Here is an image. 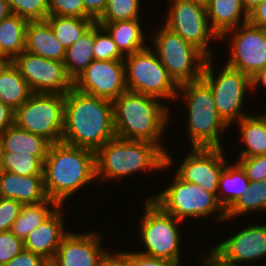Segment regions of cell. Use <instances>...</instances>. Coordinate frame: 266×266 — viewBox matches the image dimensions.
I'll return each mask as SVG.
<instances>
[{
	"label": "cell",
	"instance_id": "27",
	"mask_svg": "<svg viewBox=\"0 0 266 266\" xmlns=\"http://www.w3.org/2000/svg\"><path fill=\"white\" fill-rule=\"evenodd\" d=\"M28 20L10 14L0 22V54L11 62L25 51V32Z\"/></svg>",
	"mask_w": 266,
	"mask_h": 266
},
{
	"label": "cell",
	"instance_id": "49",
	"mask_svg": "<svg viewBox=\"0 0 266 266\" xmlns=\"http://www.w3.org/2000/svg\"><path fill=\"white\" fill-rule=\"evenodd\" d=\"M11 14L8 0H0V22Z\"/></svg>",
	"mask_w": 266,
	"mask_h": 266
},
{
	"label": "cell",
	"instance_id": "5",
	"mask_svg": "<svg viewBox=\"0 0 266 266\" xmlns=\"http://www.w3.org/2000/svg\"><path fill=\"white\" fill-rule=\"evenodd\" d=\"M188 106L187 132L192 148H222L220 137L229 127L216 110L214 96L210 86L202 79L179 85ZM181 91V92H180ZM184 96V97H183Z\"/></svg>",
	"mask_w": 266,
	"mask_h": 266
},
{
	"label": "cell",
	"instance_id": "10",
	"mask_svg": "<svg viewBox=\"0 0 266 266\" xmlns=\"http://www.w3.org/2000/svg\"><path fill=\"white\" fill-rule=\"evenodd\" d=\"M145 201L146 207L139 230H141V241L146 250L138 253L179 262L181 229L178 227L181 220L166 213L150 197Z\"/></svg>",
	"mask_w": 266,
	"mask_h": 266
},
{
	"label": "cell",
	"instance_id": "15",
	"mask_svg": "<svg viewBox=\"0 0 266 266\" xmlns=\"http://www.w3.org/2000/svg\"><path fill=\"white\" fill-rule=\"evenodd\" d=\"M77 91L114 101L127 91L123 60H94L74 81Z\"/></svg>",
	"mask_w": 266,
	"mask_h": 266
},
{
	"label": "cell",
	"instance_id": "28",
	"mask_svg": "<svg viewBox=\"0 0 266 266\" xmlns=\"http://www.w3.org/2000/svg\"><path fill=\"white\" fill-rule=\"evenodd\" d=\"M240 135L244 145L247 147L242 150L239 157H254L266 154V114H248L239 121Z\"/></svg>",
	"mask_w": 266,
	"mask_h": 266
},
{
	"label": "cell",
	"instance_id": "33",
	"mask_svg": "<svg viewBox=\"0 0 266 266\" xmlns=\"http://www.w3.org/2000/svg\"><path fill=\"white\" fill-rule=\"evenodd\" d=\"M46 156L27 153L2 152V170L20 176L43 175Z\"/></svg>",
	"mask_w": 266,
	"mask_h": 266
},
{
	"label": "cell",
	"instance_id": "18",
	"mask_svg": "<svg viewBox=\"0 0 266 266\" xmlns=\"http://www.w3.org/2000/svg\"><path fill=\"white\" fill-rule=\"evenodd\" d=\"M224 261L239 263L266 256V225H248L212 249Z\"/></svg>",
	"mask_w": 266,
	"mask_h": 266
},
{
	"label": "cell",
	"instance_id": "9",
	"mask_svg": "<svg viewBox=\"0 0 266 266\" xmlns=\"http://www.w3.org/2000/svg\"><path fill=\"white\" fill-rule=\"evenodd\" d=\"M153 42L154 51L178 85L202 78L207 57L178 33L163 24Z\"/></svg>",
	"mask_w": 266,
	"mask_h": 266
},
{
	"label": "cell",
	"instance_id": "6",
	"mask_svg": "<svg viewBox=\"0 0 266 266\" xmlns=\"http://www.w3.org/2000/svg\"><path fill=\"white\" fill-rule=\"evenodd\" d=\"M153 50L146 47L124 58L127 90L160 99L175 100L179 85Z\"/></svg>",
	"mask_w": 266,
	"mask_h": 266
},
{
	"label": "cell",
	"instance_id": "51",
	"mask_svg": "<svg viewBox=\"0 0 266 266\" xmlns=\"http://www.w3.org/2000/svg\"><path fill=\"white\" fill-rule=\"evenodd\" d=\"M8 62V60L0 54V69Z\"/></svg>",
	"mask_w": 266,
	"mask_h": 266
},
{
	"label": "cell",
	"instance_id": "52",
	"mask_svg": "<svg viewBox=\"0 0 266 266\" xmlns=\"http://www.w3.org/2000/svg\"><path fill=\"white\" fill-rule=\"evenodd\" d=\"M2 152H3V147H2V140L0 137V171L2 170Z\"/></svg>",
	"mask_w": 266,
	"mask_h": 266
},
{
	"label": "cell",
	"instance_id": "13",
	"mask_svg": "<svg viewBox=\"0 0 266 266\" xmlns=\"http://www.w3.org/2000/svg\"><path fill=\"white\" fill-rule=\"evenodd\" d=\"M12 64L27 81L32 93L65 95L73 88L63 61L47 59L23 51Z\"/></svg>",
	"mask_w": 266,
	"mask_h": 266
},
{
	"label": "cell",
	"instance_id": "36",
	"mask_svg": "<svg viewBox=\"0 0 266 266\" xmlns=\"http://www.w3.org/2000/svg\"><path fill=\"white\" fill-rule=\"evenodd\" d=\"M12 14L28 21L46 20L49 16L48 0H8Z\"/></svg>",
	"mask_w": 266,
	"mask_h": 266
},
{
	"label": "cell",
	"instance_id": "39",
	"mask_svg": "<svg viewBox=\"0 0 266 266\" xmlns=\"http://www.w3.org/2000/svg\"><path fill=\"white\" fill-rule=\"evenodd\" d=\"M237 162L245 170L250 182L266 180V154L254 157H239Z\"/></svg>",
	"mask_w": 266,
	"mask_h": 266
},
{
	"label": "cell",
	"instance_id": "32",
	"mask_svg": "<svg viewBox=\"0 0 266 266\" xmlns=\"http://www.w3.org/2000/svg\"><path fill=\"white\" fill-rule=\"evenodd\" d=\"M266 209V180L250 182L247 192L240 197L227 211L226 219L240 216L252 211Z\"/></svg>",
	"mask_w": 266,
	"mask_h": 266
},
{
	"label": "cell",
	"instance_id": "11",
	"mask_svg": "<svg viewBox=\"0 0 266 266\" xmlns=\"http://www.w3.org/2000/svg\"><path fill=\"white\" fill-rule=\"evenodd\" d=\"M211 60L212 58H207L205 62L202 79L211 88L220 117L230 126L246 116L242 107L247 90L252 88L251 78L227 64L220 73L214 75Z\"/></svg>",
	"mask_w": 266,
	"mask_h": 266
},
{
	"label": "cell",
	"instance_id": "44",
	"mask_svg": "<svg viewBox=\"0 0 266 266\" xmlns=\"http://www.w3.org/2000/svg\"><path fill=\"white\" fill-rule=\"evenodd\" d=\"M248 22L254 26L266 29V0L248 13Z\"/></svg>",
	"mask_w": 266,
	"mask_h": 266
},
{
	"label": "cell",
	"instance_id": "23",
	"mask_svg": "<svg viewBox=\"0 0 266 266\" xmlns=\"http://www.w3.org/2000/svg\"><path fill=\"white\" fill-rule=\"evenodd\" d=\"M139 20L96 23L109 33L120 53L123 56H128L148 47L146 46L145 36L143 35Z\"/></svg>",
	"mask_w": 266,
	"mask_h": 266
},
{
	"label": "cell",
	"instance_id": "46",
	"mask_svg": "<svg viewBox=\"0 0 266 266\" xmlns=\"http://www.w3.org/2000/svg\"><path fill=\"white\" fill-rule=\"evenodd\" d=\"M101 266H131V264L122 252H117L115 254L108 253L104 257Z\"/></svg>",
	"mask_w": 266,
	"mask_h": 266
},
{
	"label": "cell",
	"instance_id": "31",
	"mask_svg": "<svg viewBox=\"0 0 266 266\" xmlns=\"http://www.w3.org/2000/svg\"><path fill=\"white\" fill-rule=\"evenodd\" d=\"M46 21L50 24L55 37L67 49L95 23L91 18L49 15Z\"/></svg>",
	"mask_w": 266,
	"mask_h": 266
},
{
	"label": "cell",
	"instance_id": "19",
	"mask_svg": "<svg viewBox=\"0 0 266 266\" xmlns=\"http://www.w3.org/2000/svg\"><path fill=\"white\" fill-rule=\"evenodd\" d=\"M62 206L47 217L23 240L24 249L41 255L47 261H52L62 239L69 233L64 228Z\"/></svg>",
	"mask_w": 266,
	"mask_h": 266
},
{
	"label": "cell",
	"instance_id": "48",
	"mask_svg": "<svg viewBox=\"0 0 266 266\" xmlns=\"http://www.w3.org/2000/svg\"><path fill=\"white\" fill-rule=\"evenodd\" d=\"M251 84V90L257 88L259 84H263V86L266 88V67H264L262 70L258 71L253 77H251Z\"/></svg>",
	"mask_w": 266,
	"mask_h": 266
},
{
	"label": "cell",
	"instance_id": "16",
	"mask_svg": "<svg viewBox=\"0 0 266 266\" xmlns=\"http://www.w3.org/2000/svg\"><path fill=\"white\" fill-rule=\"evenodd\" d=\"M222 148H192L177 170V176L217 196L219 176L228 161Z\"/></svg>",
	"mask_w": 266,
	"mask_h": 266
},
{
	"label": "cell",
	"instance_id": "14",
	"mask_svg": "<svg viewBox=\"0 0 266 266\" xmlns=\"http://www.w3.org/2000/svg\"><path fill=\"white\" fill-rule=\"evenodd\" d=\"M231 34L230 57L227 65L253 77L266 67V29L249 22L226 31L221 37Z\"/></svg>",
	"mask_w": 266,
	"mask_h": 266
},
{
	"label": "cell",
	"instance_id": "3",
	"mask_svg": "<svg viewBox=\"0 0 266 266\" xmlns=\"http://www.w3.org/2000/svg\"><path fill=\"white\" fill-rule=\"evenodd\" d=\"M158 99L128 90L116 98L113 101L116 137L152 142L166 154L167 149L160 139L165 127L169 126L170 112Z\"/></svg>",
	"mask_w": 266,
	"mask_h": 266
},
{
	"label": "cell",
	"instance_id": "54",
	"mask_svg": "<svg viewBox=\"0 0 266 266\" xmlns=\"http://www.w3.org/2000/svg\"><path fill=\"white\" fill-rule=\"evenodd\" d=\"M195 1H199V2L206 4L208 0H195Z\"/></svg>",
	"mask_w": 266,
	"mask_h": 266
},
{
	"label": "cell",
	"instance_id": "1",
	"mask_svg": "<svg viewBox=\"0 0 266 266\" xmlns=\"http://www.w3.org/2000/svg\"><path fill=\"white\" fill-rule=\"evenodd\" d=\"M114 137L113 101L75 88L65 94L62 142L96 152Z\"/></svg>",
	"mask_w": 266,
	"mask_h": 266
},
{
	"label": "cell",
	"instance_id": "42",
	"mask_svg": "<svg viewBox=\"0 0 266 266\" xmlns=\"http://www.w3.org/2000/svg\"><path fill=\"white\" fill-rule=\"evenodd\" d=\"M46 262L41 255L23 249L4 266H43Z\"/></svg>",
	"mask_w": 266,
	"mask_h": 266
},
{
	"label": "cell",
	"instance_id": "20",
	"mask_svg": "<svg viewBox=\"0 0 266 266\" xmlns=\"http://www.w3.org/2000/svg\"><path fill=\"white\" fill-rule=\"evenodd\" d=\"M0 197L22 204H37L49 199L43 175L20 176L4 170L0 171Z\"/></svg>",
	"mask_w": 266,
	"mask_h": 266
},
{
	"label": "cell",
	"instance_id": "34",
	"mask_svg": "<svg viewBox=\"0 0 266 266\" xmlns=\"http://www.w3.org/2000/svg\"><path fill=\"white\" fill-rule=\"evenodd\" d=\"M140 0H108L103 15L96 22L140 19Z\"/></svg>",
	"mask_w": 266,
	"mask_h": 266
},
{
	"label": "cell",
	"instance_id": "37",
	"mask_svg": "<svg viewBox=\"0 0 266 266\" xmlns=\"http://www.w3.org/2000/svg\"><path fill=\"white\" fill-rule=\"evenodd\" d=\"M23 249V240L11 231L0 232V266H4Z\"/></svg>",
	"mask_w": 266,
	"mask_h": 266
},
{
	"label": "cell",
	"instance_id": "17",
	"mask_svg": "<svg viewBox=\"0 0 266 266\" xmlns=\"http://www.w3.org/2000/svg\"><path fill=\"white\" fill-rule=\"evenodd\" d=\"M98 233L76 234L69 232L60 242L52 260L56 266H101L109 253L102 249Z\"/></svg>",
	"mask_w": 266,
	"mask_h": 266
},
{
	"label": "cell",
	"instance_id": "2",
	"mask_svg": "<svg viewBox=\"0 0 266 266\" xmlns=\"http://www.w3.org/2000/svg\"><path fill=\"white\" fill-rule=\"evenodd\" d=\"M43 176L48 198L63 206L73 193L97 179L95 151L62 141L50 144Z\"/></svg>",
	"mask_w": 266,
	"mask_h": 266
},
{
	"label": "cell",
	"instance_id": "47",
	"mask_svg": "<svg viewBox=\"0 0 266 266\" xmlns=\"http://www.w3.org/2000/svg\"><path fill=\"white\" fill-rule=\"evenodd\" d=\"M208 254L209 256L202 262L203 265L206 264L205 266H239L224 261L212 249Z\"/></svg>",
	"mask_w": 266,
	"mask_h": 266
},
{
	"label": "cell",
	"instance_id": "40",
	"mask_svg": "<svg viewBox=\"0 0 266 266\" xmlns=\"http://www.w3.org/2000/svg\"><path fill=\"white\" fill-rule=\"evenodd\" d=\"M22 205L17 200L0 197V232L11 230L12 224L21 212Z\"/></svg>",
	"mask_w": 266,
	"mask_h": 266
},
{
	"label": "cell",
	"instance_id": "21",
	"mask_svg": "<svg viewBox=\"0 0 266 266\" xmlns=\"http://www.w3.org/2000/svg\"><path fill=\"white\" fill-rule=\"evenodd\" d=\"M25 51L47 59L64 61L66 49L46 20L29 21L25 32Z\"/></svg>",
	"mask_w": 266,
	"mask_h": 266
},
{
	"label": "cell",
	"instance_id": "38",
	"mask_svg": "<svg viewBox=\"0 0 266 266\" xmlns=\"http://www.w3.org/2000/svg\"><path fill=\"white\" fill-rule=\"evenodd\" d=\"M49 15L84 18L83 0H48Z\"/></svg>",
	"mask_w": 266,
	"mask_h": 266
},
{
	"label": "cell",
	"instance_id": "35",
	"mask_svg": "<svg viewBox=\"0 0 266 266\" xmlns=\"http://www.w3.org/2000/svg\"><path fill=\"white\" fill-rule=\"evenodd\" d=\"M94 60H124L109 33L98 23H94Z\"/></svg>",
	"mask_w": 266,
	"mask_h": 266
},
{
	"label": "cell",
	"instance_id": "8",
	"mask_svg": "<svg viewBox=\"0 0 266 266\" xmlns=\"http://www.w3.org/2000/svg\"><path fill=\"white\" fill-rule=\"evenodd\" d=\"M64 113L65 95L33 93L15 110L14 124L53 144L62 141Z\"/></svg>",
	"mask_w": 266,
	"mask_h": 266
},
{
	"label": "cell",
	"instance_id": "25",
	"mask_svg": "<svg viewBox=\"0 0 266 266\" xmlns=\"http://www.w3.org/2000/svg\"><path fill=\"white\" fill-rule=\"evenodd\" d=\"M3 152L27 153L33 156H47L50 143L41 136L12 124L0 136Z\"/></svg>",
	"mask_w": 266,
	"mask_h": 266
},
{
	"label": "cell",
	"instance_id": "30",
	"mask_svg": "<svg viewBox=\"0 0 266 266\" xmlns=\"http://www.w3.org/2000/svg\"><path fill=\"white\" fill-rule=\"evenodd\" d=\"M51 208L49 209V205ZM59 205L48 199L37 204H23L18 218L11 227V232L21 240L38 227L47 217H49ZM54 208V210H53Z\"/></svg>",
	"mask_w": 266,
	"mask_h": 266
},
{
	"label": "cell",
	"instance_id": "4",
	"mask_svg": "<svg viewBox=\"0 0 266 266\" xmlns=\"http://www.w3.org/2000/svg\"><path fill=\"white\" fill-rule=\"evenodd\" d=\"M96 177L118 179L139 171L163 170L173 159L154 143L118 137L107 141L96 152Z\"/></svg>",
	"mask_w": 266,
	"mask_h": 266
},
{
	"label": "cell",
	"instance_id": "24",
	"mask_svg": "<svg viewBox=\"0 0 266 266\" xmlns=\"http://www.w3.org/2000/svg\"><path fill=\"white\" fill-rule=\"evenodd\" d=\"M250 180L245 170L237 162L225 167L219 176L217 199L225 211H227L249 189ZM225 193V194H224Z\"/></svg>",
	"mask_w": 266,
	"mask_h": 266
},
{
	"label": "cell",
	"instance_id": "41",
	"mask_svg": "<svg viewBox=\"0 0 266 266\" xmlns=\"http://www.w3.org/2000/svg\"><path fill=\"white\" fill-rule=\"evenodd\" d=\"M131 266H180V262L149 257L138 252H123Z\"/></svg>",
	"mask_w": 266,
	"mask_h": 266
},
{
	"label": "cell",
	"instance_id": "45",
	"mask_svg": "<svg viewBox=\"0 0 266 266\" xmlns=\"http://www.w3.org/2000/svg\"><path fill=\"white\" fill-rule=\"evenodd\" d=\"M15 111L8 105L0 101V136L12 124H14Z\"/></svg>",
	"mask_w": 266,
	"mask_h": 266
},
{
	"label": "cell",
	"instance_id": "7",
	"mask_svg": "<svg viewBox=\"0 0 266 266\" xmlns=\"http://www.w3.org/2000/svg\"><path fill=\"white\" fill-rule=\"evenodd\" d=\"M150 198L166 213L181 221L185 218H206L217 211L218 220L226 221V211L214 193L203 190L195 183L185 182L177 175L169 187Z\"/></svg>",
	"mask_w": 266,
	"mask_h": 266
},
{
	"label": "cell",
	"instance_id": "12",
	"mask_svg": "<svg viewBox=\"0 0 266 266\" xmlns=\"http://www.w3.org/2000/svg\"><path fill=\"white\" fill-rule=\"evenodd\" d=\"M173 1L164 25L178 33L207 58H211L209 40L220 39V37L210 26L206 4L195 0Z\"/></svg>",
	"mask_w": 266,
	"mask_h": 266
},
{
	"label": "cell",
	"instance_id": "53",
	"mask_svg": "<svg viewBox=\"0 0 266 266\" xmlns=\"http://www.w3.org/2000/svg\"><path fill=\"white\" fill-rule=\"evenodd\" d=\"M43 266H56L53 261H47Z\"/></svg>",
	"mask_w": 266,
	"mask_h": 266
},
{
	"label": "cell",
	"instance_id": "29",
	"mask_svg": "<svg viewBox=\"0 0 266 266\" xmlns=\"http://www.w3.org/2000/svg\"><path fill=\"white\" fill-rule=\"evenodd\" d=\"M94 24L65 51L64 65L74 81L94 61Z\"/></svg>",
	"mask_w": 266,
	"mask_h": 266
},
{
	"label": "cell",
	"instance_id": "50",
	"mask_svg": "<svg viewBox=\"0 0 266 266\" xmlns=\"http://www.w3.org/2000/svg\"><path fill=\"white\" fill-rule=\"evenodd\" d=\"M263 0H241L242 6L249 13L257 5H259Z\"/></svg>",
	"mask_w": 266,
	"mask_h": 266
},
{
	"label": "cell",
	"instance_id": "22",
	"mask_svg": "<svg viewBox=\"0 0 266 266\" xmlns=\"http://www.w3.org/2000/svg\"><path fill=\"white\" fill-rule=\"evenodd\" d=\"M206 9L210 26L219 37L248 22V13L241 0H208Z\"/></svg>",
	"mask_w": 266,
	"mask_h": 266
},
{
	"label": "cell",
	"instance_id": "43",
	"mask_svg": "<svg viewBox=\"0 0 266 266\" xmlns=\"http://www.w3.org/2000/svg\"><path fill=\"white\" fill-rule=\"evenodd\" d=\"M84 18H91L95 22L103 15L108 0H83Z\"/></svg>",
	"mask_w": 266,
	"mask_h": 266
},
{
	"label": "cell",
	"instance_id": "26",
	"mask_svg": "<svg viewBox=\"0 0 266 266\" xmlns=\"http://www.w3.org/2000/svg\"><path fill=\"white\" fill-rule=\"evenodd\" d=\"M32 91L12 62H7L0 69V101L14 111L25 103Z\"/></svg>",
	"mask_w": 266,
	"mask_h": 266
}]
</instances>
